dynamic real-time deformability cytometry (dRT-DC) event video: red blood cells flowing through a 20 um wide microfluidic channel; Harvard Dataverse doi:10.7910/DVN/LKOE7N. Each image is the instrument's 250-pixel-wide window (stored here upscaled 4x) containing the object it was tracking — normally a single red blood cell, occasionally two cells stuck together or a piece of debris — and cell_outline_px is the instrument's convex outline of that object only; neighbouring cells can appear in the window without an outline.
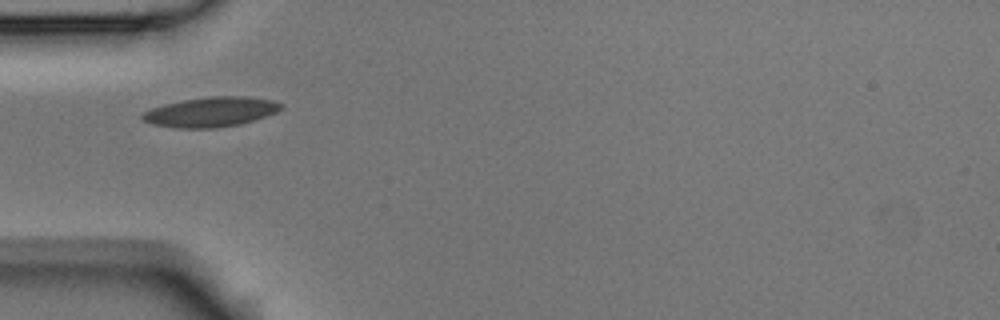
{"species": "Egyptian fruit bat (a non-hibernating species)", "species_latin": "Rousettus aegyptiacus", "temperature_condition": "room temperature", "stored_images_in_passage": 5, "camera_frame_rate_fps": 3000, "um_per_image_px": 0.085, "animal": {"sex": "male"}, "frame": {"image": 1, "passage_image": 5, "time_ms": 1.333, "image_size_px": [1000, 320], "cell_outline_px": [[284, 104], [276, 112], [240, 124], [216, 128], [176, 128], [152, 124], [144, 120], [140, 116], [144, 112], [152, 108], [164, 104], [184, 100], [212, 96], [248, 96], [272, 100]], "centroid_in_image_um": [17.91, 9.51], "position_along_channel_um": 67.1, "area_um2": 23.87}}